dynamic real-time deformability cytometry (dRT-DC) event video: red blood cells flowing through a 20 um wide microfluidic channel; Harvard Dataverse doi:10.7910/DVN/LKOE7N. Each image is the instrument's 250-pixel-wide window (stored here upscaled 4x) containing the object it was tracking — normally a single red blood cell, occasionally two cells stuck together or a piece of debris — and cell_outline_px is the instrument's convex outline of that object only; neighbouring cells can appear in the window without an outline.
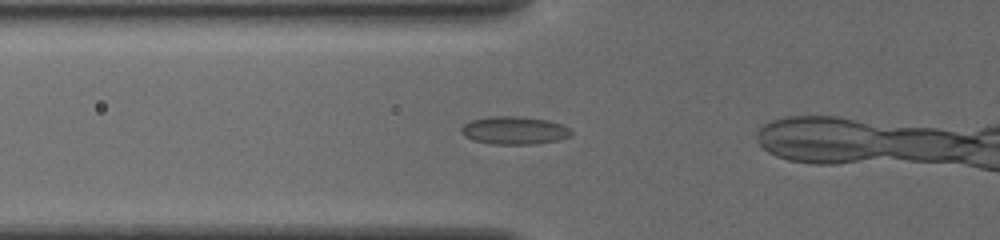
{"species": "common noctule bat (a hibernating species)", "species_latin": "Nyctalus noctula", "temperature_condition": "cold", "stored_images_in_passage": 26, "camera_frame_rate_fps": 3000, "um_per_image_px": 0.085, "animal": {"sex": "female", "body_mass_g": 19.5, "forearm_length_mm": 54.1}, "frame": {"image": 1, "passage_image": 2, "time_ms": 0.333, "image_size_px": [1000, 240], "cell_outline_px": [[572, 136], [560, 140], [536, 144], [492, 144], [472, 140], [464, 136], [460, 132], [460, 128], [464, 124], [472, 120], [492, 116], [516, 116], [548, 120], [560, 124], [568, 128], [572, 132]], "centroid_in_image_um": [43.71, 11.09], "position_along_channel_um": 82.1, "area_um2": 17.98}}
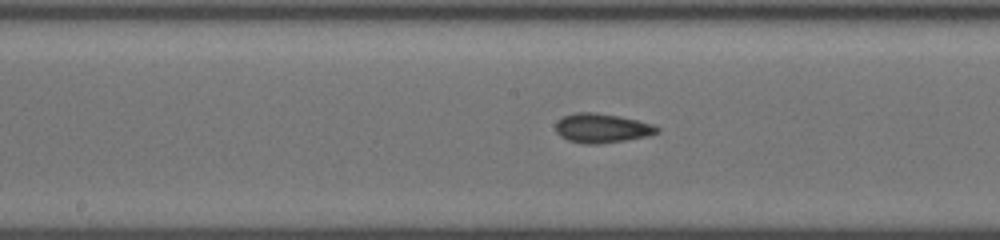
{"frame": {"image": 2, "passage_image": 11, "time_ms": 3.333, "image_size_px": [1000, 240], "cell_outline_px": [[660, 132], [648, 136], [628, 140], [600, 144], [584, 144], [568, 140], [560, 136], [556, 132], [556, 124], [564, 116], [576, 112], [592, 112], [616, 116], [636, 120], [652, 124], [660, 128]], "centroid_in_image_um": [51.18, 10.91], "position_along_channel_um": 197.0, "area_um2": 17.22}}
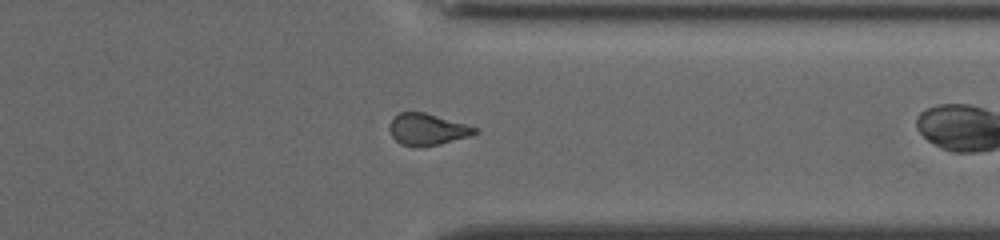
{"frame": {"image": 3, "passage_image": 25, "time_ms": 8.0, "image_size_px": [1000, 240], "cell_outline_px": [[480, 132], [472, 136], [440, 144], [400, 144], [392, 136], [388, 128], [392, 120], [400, 112], [424, 112], [480, 128]], "centroid_in_image_um": [36.4, 10.97], "position_along_channel_um": 375.0, "area_um2": 15.37}}